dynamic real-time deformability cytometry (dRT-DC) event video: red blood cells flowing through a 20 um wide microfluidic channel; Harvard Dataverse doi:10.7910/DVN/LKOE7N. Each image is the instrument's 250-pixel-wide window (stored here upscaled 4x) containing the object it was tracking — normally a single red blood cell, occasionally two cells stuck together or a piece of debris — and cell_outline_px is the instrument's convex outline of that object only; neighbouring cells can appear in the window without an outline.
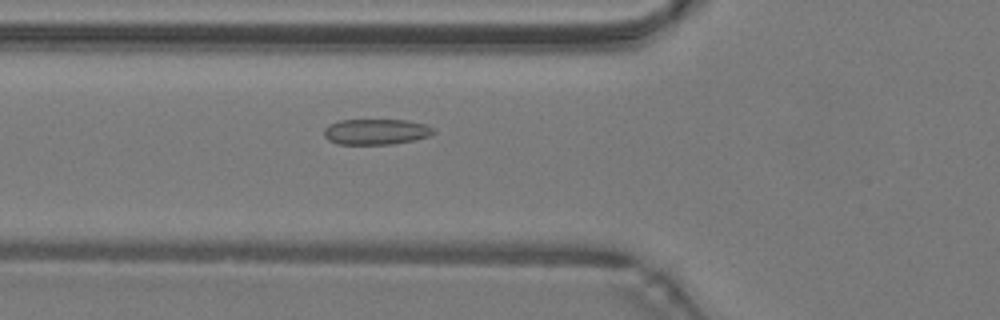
{"species": "common noctule bat (a hibernating species)", "species_latin": "Nyctalus noctula", "temperature_condition": "warm", "stored_images_in_passage": 44, "camera_frame_rate_fps": 3000, "um_per_image_px": 0.085, "animal": {"sex": "male", "body_mass_g": 19.2, "forearm_length_mm": 51.8}, "frame": {"image": 1, "passage_image": 13, "time_ms": 4.0, "image_size_px": [1000, 320], "cell_outline_px": [[436, 132], [428, 136], [416, 140], [392, 144], [336, 144], [328, 140], [324, 136], [324, 128], [328, 124], [340, 120], [404, 120], [428, 124], [436, 128]], "centroid_in_image_um": [31.99, 11.19], "position_along_channel_um": 93.8, "area_um2": 16.65}}
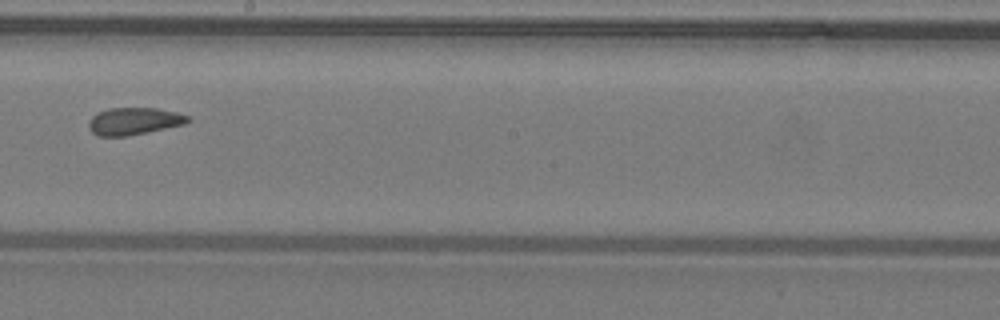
{"frame": {"image": 2, "passage_image": 23, "time_ms": 7.333, "image_size_px": [1000, 320], "cell_outline_px": [[192, 120], [184, 124], [128, 136], [96, 136], [88, 128], [88, 124], [92, 116], [108, 108], [156, 108], [176, 112], [188, 116]], "centroid_in_image_um": [11.37, 10.3], "position_along_channel_um": 236.8, "area_um2": 15.66}}
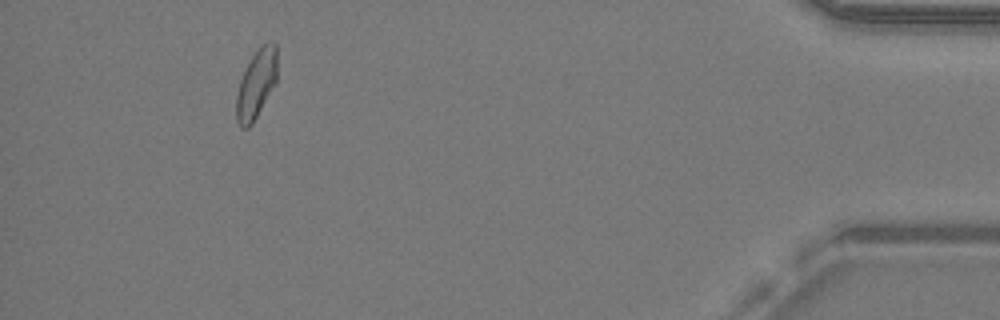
{"frame": {"image": 3, "passage_image": 40, "time_ms": 13.0, "image_size_px": [1000, 320], "cell_outline_px": [[276, 84], [252, 124], [248, 128], [240, 128], [236, 120], [236, 96], [240, 80], [252, 56], [268, 40], [272, 40], [276, 44]], "centroid_in_image_um": [21.78, 7.18], "position_along_channel_um": 413.4, "area_um2": 16.3}, "authors_computed_cell_mechanics": {"area_um2": 16.3285, "velocity_mm_per_s": 4.2651, "shape_relaxation_time_tau1_ms": 6.672, "shape_relaxation_time_tau2_ms": 1.844, "deformation_change_tau1": 0.1223, "deformation_change_tau2": 0.0806}}